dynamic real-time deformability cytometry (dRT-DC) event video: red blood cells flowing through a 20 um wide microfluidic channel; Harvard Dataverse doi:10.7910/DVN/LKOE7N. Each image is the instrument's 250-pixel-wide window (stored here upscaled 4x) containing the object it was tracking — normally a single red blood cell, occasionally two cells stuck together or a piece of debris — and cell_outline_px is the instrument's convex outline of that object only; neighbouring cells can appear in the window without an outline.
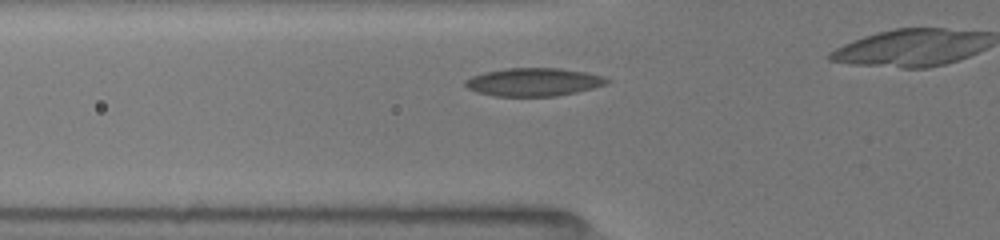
{"species": "common noctule bat (a hibernating species)", "species_latin": "Nyctalus noctula", "temperature_condition": "room temperature", "stored_images_in_passage": 6, "camera_frame_rate_fps": 3000, "um_per_image_px": 0.085, "animal": {"sex": "female", "body_mass_g": 19.5, "forearm_length_mm": 54.1}, "frame": {"image": 1, "passage_image": 2, "time_ms": 0.333, "image_size_px": [1000, 240], "cell_outline_px": [[612, 80], [608, 84], [576, 92], [556, 96], [492, 96], [476, 92], [468, 88], [464, 84], [464, 80], [472, 76], [484, 72], [504, 68], [560, 68], [584, 72], [604, 76]], "centroid_in_image_um": [45.35, 6.97], "position_along_channel_um": 80.4, "area_um2": 23.35}}